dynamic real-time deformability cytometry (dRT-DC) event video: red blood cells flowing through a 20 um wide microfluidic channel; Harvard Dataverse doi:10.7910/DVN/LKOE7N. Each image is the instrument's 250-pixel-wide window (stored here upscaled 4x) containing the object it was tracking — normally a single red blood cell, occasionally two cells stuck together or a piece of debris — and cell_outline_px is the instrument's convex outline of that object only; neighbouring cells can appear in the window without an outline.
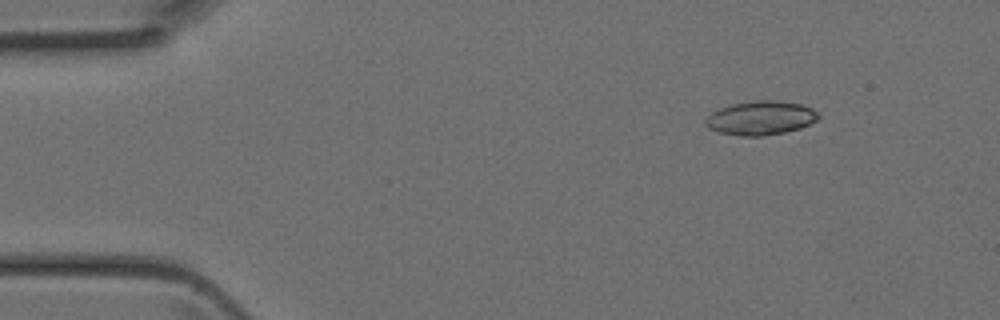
{"species": "Egyptian fruit bat (a non-hibernating species)", "species_latin": "Rousettus aegyptiacus", "temperature_condition": "room temperature", "stored_images_in_passage": 39, "camera_frame_rate_fps": 3000, "um_per_image_px": 0.085, "animal": {"sex": "female"}, "frame": {"image": 1, "passage_image": 1, "time_ms": 0.0, "image_size_px": [1000, 320], "cell_outline_px": [[820, 116], [816, 120], [800, 128], [784, 132], [764, 136], [740, 136], [720, 132], [708, 128], [704, 124], [704, 120], [712, 112], [720, 108], [732, 104], [756, 100], [780, 100], [800, 104], [812, 108]], "centroid_in_image_um": [64.64, 10.02], "position_along_channel_um": 20.4, "area_um2": 22.31}}
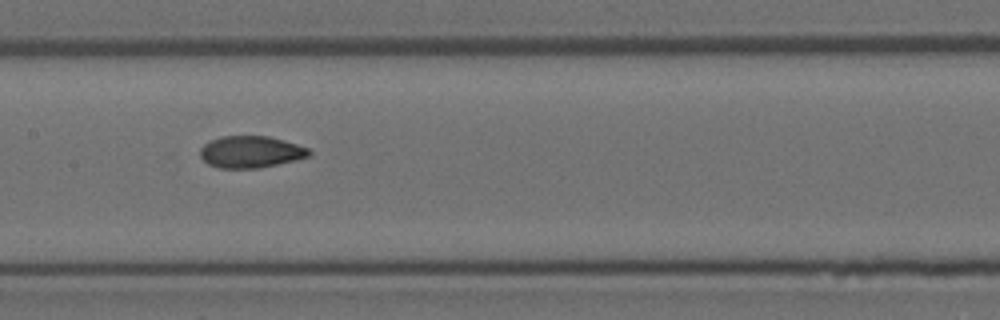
{"frame": {"image": 2, "passage_image": 17, "time_ms": 5.333, "image_size_px": [1000, 320], "cell_outline_px": [[312, 152], [308, 156], [296, 160], [260, 168], [220, 168], [208, 164], [200, 156], [200, 148], [208, 140], [220, 136], [268, 136], [284, 140], [308, 148]], "centroid_in_image_um": [21.29, 12.9], "position_along_channel_um": 186.1, "area_um2": 20.29}}
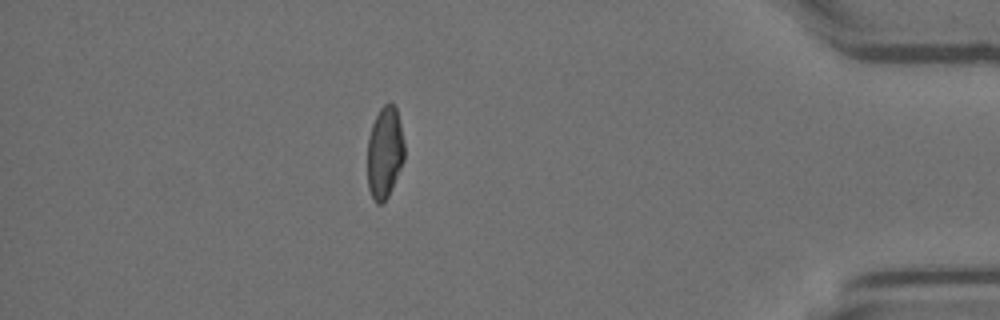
{"frame": {"image": 3, "passage_image": 34, "time_ms": 11.0, "image_size_px": [1000, 320], "cell_outline_px": [[404, 160], [388, 196], [380, 204], [376, 204], [368, 188], [368, 136], [372, 124], [380, 108], [384, 104], [392, 104], [396, 108], [400, 124], [404, 144]], "centroid_in_image_um": [32.69, 12.97], "position_along_channel_um": 402.5, "area_um2": 19.54}}